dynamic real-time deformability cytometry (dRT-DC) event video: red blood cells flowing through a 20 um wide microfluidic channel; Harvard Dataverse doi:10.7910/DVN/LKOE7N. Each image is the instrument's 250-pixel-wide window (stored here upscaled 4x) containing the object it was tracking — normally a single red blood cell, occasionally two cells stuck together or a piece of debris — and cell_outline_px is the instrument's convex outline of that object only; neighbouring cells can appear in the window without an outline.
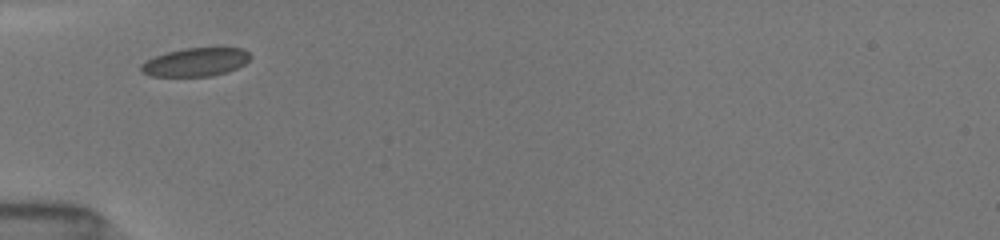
{"species": "common noctule bat (a hibernating species)", "species_latin": "Nyctalus noctula", "temperature_condition": "room temperature", "stored_images_in_passage": 47, "camera_frame_rate_fps": 3000, "um_per_image_px": 0.085, "animal": {"sex": "female", "body_mass_g": 19.5, "forearm_length_mm": 54.1}, "frame": {"image": 1, "passage_image": 1, "time_ms": 0.0, "image_size_px": [1000, 240], "cell_outline_px": [[252, 56], [244, 64], [228, 72], [212, 76], [152, 76], [140, 72], [140, 64], [144, 60], [168, 52], [184, 48], [244, 48]], "centroid_in_image_um": [16.61, 5.28], "position_along_channel_um": 68.4, "area_um2": 18.15}}
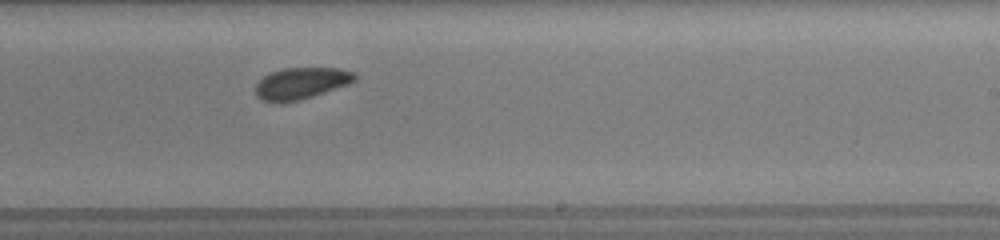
{"frame": {"image": 2, "passage_image": 24, "time_ms": 5.0, "image_size_px": [1000, 240], "cell_outline_px": [[356, 80], [348, 84], [300, 100], [264, 100], [256, 96], [256, 84], [264, 76], [272, 72], [284, 68], [340, 68], [356, 72]], "centroid_in_image_um": [25.65, 7.04], "position_along_channel_um": 263.3, "area_um2": 17.74}}
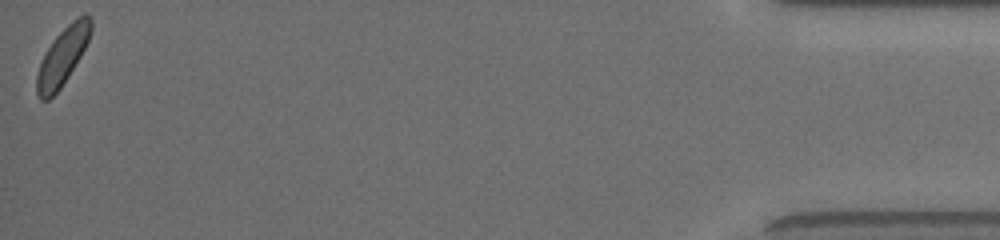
{"frame": {"image": 3, "passage_image": 45, "time_ms": 11.333, "image_size_px": [1000, 240], "cell_outline_px": [[92, 32], [80, 56], [68, 76], [60, 88], [48, 100], [40, 100], [36, 92], [36, 76], [40, 64], [48, 48], [56, 36], [68, 24], [80, 16], [92, 16]], "centroid_in_image_um": [5.31, 4.81], "position_along_channel_um": 429.9, "area_um2": 17.57}, "authors_computed_cell_mechanics": {"area_um2": 18.207, "velocity_mm_per_s": 3.95, "shape_relaxation_time_tau1_ms": 2.072, "shape_relaxation_time_tau2_ms": null, "deformation_change_tau1": 0.0541, "deformation_change_tau2": null}}